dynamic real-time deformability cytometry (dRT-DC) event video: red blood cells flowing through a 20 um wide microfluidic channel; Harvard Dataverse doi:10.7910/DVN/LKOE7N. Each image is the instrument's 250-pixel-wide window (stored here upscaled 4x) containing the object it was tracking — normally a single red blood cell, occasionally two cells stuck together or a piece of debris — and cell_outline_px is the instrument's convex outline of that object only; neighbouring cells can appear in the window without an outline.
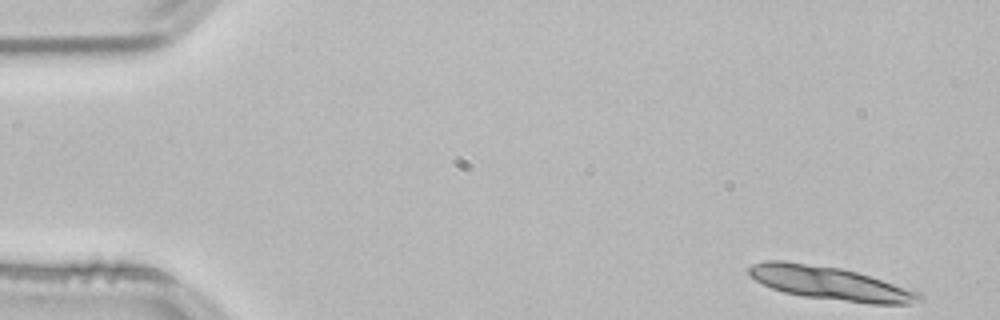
{"species": "common noctule bat (a hibernating species)", "species_latin": "Nyctalus noctula", "temperature_condition": "room temperature", "stored_images_in_passage": 12, "camera_frame_rate_fps": 3000, "um_per_image_px": 0.085, "animal": {"sex": "male", "body_mass_g": 21.5, "forearm_length_mm": 52.0}, "frame": {"image": 1, "passage_image": 1, "time_ms": 0.0, "image_size_px": [1000, 320], "cell_outline_px": [[924, 300], [908, 304], [872, 304], [804, 296], [784, 292], [772, 288], [756, 280], [748, 272], [748, 268], [752, 264], [764, 260], [784, 260], [840, 268], [856, 272], [920, 292], [924, 296]], "centroid_in_image_um": [70.57, 24.08], "position_along_channel_um": 14.4, "area_um2": 32.89}}